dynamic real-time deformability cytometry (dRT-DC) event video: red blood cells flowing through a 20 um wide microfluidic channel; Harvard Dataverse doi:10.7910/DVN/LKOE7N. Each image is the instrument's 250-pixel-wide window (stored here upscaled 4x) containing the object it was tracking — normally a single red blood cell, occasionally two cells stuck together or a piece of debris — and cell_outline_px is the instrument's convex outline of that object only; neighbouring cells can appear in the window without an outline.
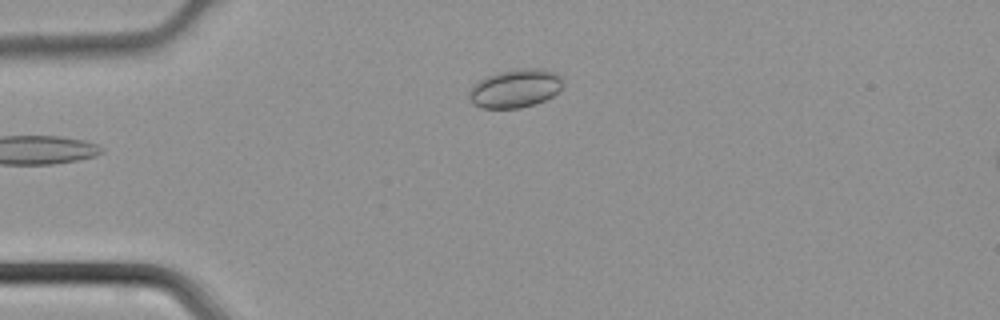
{"species": "common noctule bat (a hibernating species)", "species_latin": "Nyctalus noctula", "temperature_condition": "cold", "stored_images_in_passage": 31, "camera_frame_rate_fps": 3000, "um_per_image_px": 0.085, "animal": {"sex": "male", "body_mass_g": 21.5, "forearm_length_mm": 52.0}, "frame": {"image": 1, "passage_image": 1, "time_ms": 0.0, "image_size_px": [1000, 320], "cell_outline_px": [[564, 84], [552, 96], [536, 104], [520, 108], [480, 108], [472, 104], [468, 96], [468, 92], [472, 84], [476, 80], [496, 72], [516, 68], [540, 68], [556, 72], [560, 76]], "centroid_in_image_um": [43.75, 7.5], "position_along_channel_um": 41.3, "area_um2": 21.5}}
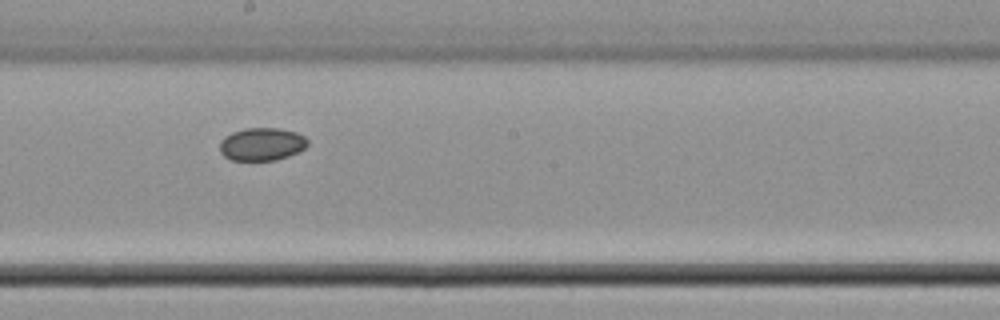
{"frame": {"image": 2, "passage_image": 15, "time_ms": 4.667, "image_size_px": [1000, 320], "cell_outline_px": [[308, 144], [304, 148], [288, 156], [276, 160], [232, 160], [224, 156], [220, 152], [220, 140], [224, 136], [232, 132], [244, 128], [276, 128], [296, 132], [304, 136], [308, 140]], "centroid_in_image_um": [22.23, 12.25], "position_along_channel_um": 226.0, "area_um2": 16.82}}
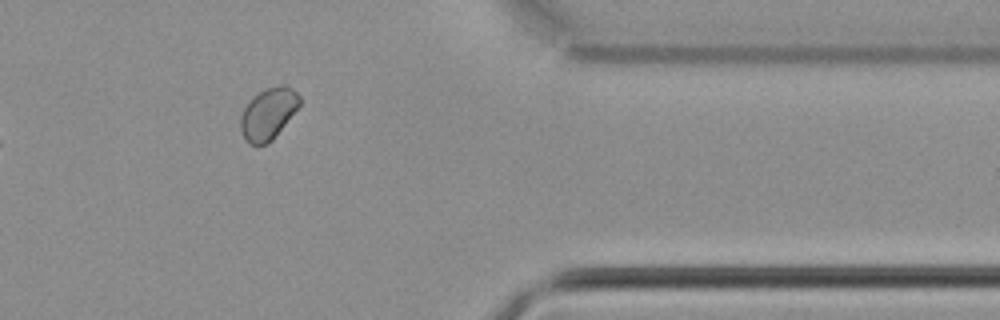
{"frame": {"image": 3, "passage_image": 27, "time_ms": 8.667, "image_size_px": [1000, 320], "cell_outline_px": [[300, 104], [272, 140], [264, 144], [252, 144], [244, 136], [240, 128], [240, 116], [244, 108], [252, 96], [264, 88], [280, 84], [284, 84], [292, 88], [300, 96]], "centroid_in_image_um": [22.79, 9.6], "position_along_channel_um": 388.6, "area_um2": 17.51}}